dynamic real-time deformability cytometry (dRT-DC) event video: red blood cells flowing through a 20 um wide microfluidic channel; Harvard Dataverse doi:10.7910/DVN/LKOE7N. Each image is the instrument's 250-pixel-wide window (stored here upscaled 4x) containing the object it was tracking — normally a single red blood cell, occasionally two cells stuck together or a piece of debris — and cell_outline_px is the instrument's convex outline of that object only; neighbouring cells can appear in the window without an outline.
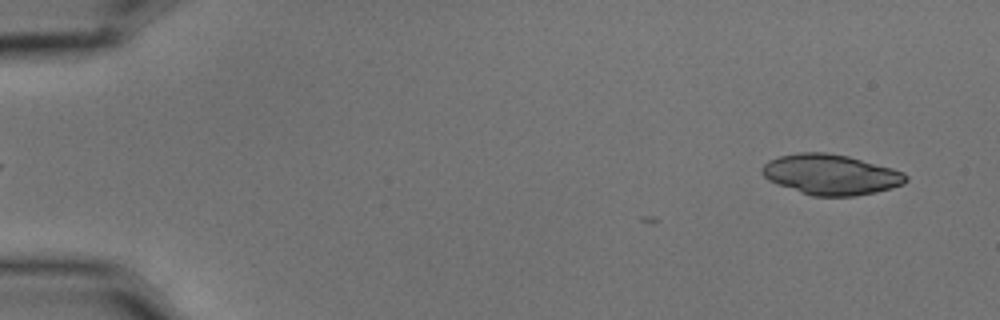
{"species": "common noctule bat (a hibernating species)", "species_latin": "Nyctalus noctula", "temperature_condition": "cold", "stored_images_in_passage": 3, "camera_frame_rate_fps": 3000, "um_per_image_px": 0.085, "animal": {"sex": "male", "body_mass_g": 15.6}, "frame": {"image": 1, "passage_image": 3, "time_ms": 0.667, "image_size_px": [1000, 320], "cell_outline_px": [[908, 180], [904, 184], [892, 188], [876, 192], [852, 196], [812, 196], [800, 192], [768, 180], [760, 172], [764, 164], [768, 160], [780, 156], [800, 152], [828, 152], [848, 156], [892, 168], [904, 172], [908, 176]], "centroid_in_image_um": [70.64, 14.83], "position_along_channel_um": 14.4, "area_um2": 33.87}}